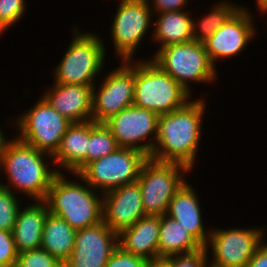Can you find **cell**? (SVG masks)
<instances>
[{"label":"cell","mask_w":267,"mask_h":267,"mask_svg":"<svg viewBox=\"0 0 267 267\" xmlns=\"http://www.w3.org/2000/svg\"><path fill=\"white\" fill-rule=\"evenodd\" d=\"M188 101L183 107L159 115L155 147L150 156L159 162L179 163L191 171L200 147L205 100Z\"/></svg>","instance_id":"1"},{"label":"cell","mask_w":267,"mask_h":267,"mask_svg":"<svg viewBox=\"0 0 267 267\" xmlns=\"http://www.w3.org/2000/svg\"><path fill=\"white\" fill-rule=\"evenodd\" d=\"M48 161L54 162L52 155L39 151L21 141L17 135L14 136L7 143L0 161V172L4 171L9 183L1 182L0 185L12 192L15 189L14 193L19 191L28 200L32 199L30 201L45 200L52 181L58 174L55 166H50L52 164Z\"/></svg>","instance_id":"2"},{"label":"cell","mask_w":267,"mask_h":267,"mask_svg":"<svg viewBox=\"0 0 267 267\" xmlns=\"http://www.w3.org/2000/svg\"><path fill=\"white\" fill-rule=\"evenodd\" d=\"M73 175L82 184L67 179L62 171L53 179L44 201L50 213L61 217L77 231L102 221L103 194L90 187L78 174Z\"/></svg>","instance_id":"3"},{"label":"cell","mask_w":267,"mask_h":267,"mask_svg":"<svg viewBox=\"0 0 267 267\" xmlns=\"http://www.w3.org/2000/svg\"><path fill=\"white\" fill-rule=\"evenodd\" d=\"M73 28V38L62 60L55 66L53 83L95 86V77L103 73L106 46L99 34Z\"/></svg>","instance_id":"4"},{"label":"cell","mask_w":267,"mask_h":267,"mask_svg":"<svg viewBox=\"0 0 267 267\" xmlns=\"http://www.w3.org/2000/svg\"><path fill=\"white\" fill-rule=\"evenodd\" d=\"M191 95L151 59L135 61L133 105L158 115L183 107Z\"/></svg>","instance_id":"5"},{"label":"cell","mask_w":267,"mask_h":267,"mask_svg":"<svg viewBox=\"0 0 267 267\" xmlns=\"http://www.w3.org/2000/svg\"><path fill=\"white\" fill-rule=\"evenodd\" d=\"M151 60L190 95L193 93L189 82L212 83L218 76L217 67L210 60L204 43L197 41L172 44L157 49Z\"/></svg>","instance_id":"6"},{"label":"cell","mask_w":267,"mask_h":267,"mask_svg":"<svg viewBox=\"0 0 267 267\" xmlns=\"http://www.w3.org/2000/svg\"><path fill=\"white\" fill-rule=\"evenodd\" d=\"M149 156L132 148L119 147L114 152L88 163L78 175L90 187L105 194L117 187L137 182Z\"/></svg>","instance_id":"7"},{"label":"cell","mask_w":267,"mask_h":267,"mask_svg":"<svg viewBox=\"0 0 267 267\" xmlns=\"http://www.w3.org/2000/svg\"><path fill=\"white\" fill-rule=\"evenodd\" d=\"M190 172L182 164L159 162L149 157L137 179L145 215L166 214L171 199L187 182L184 177Z\"/></svg>","instance_id":"8"},{"label":"cell","mask_w":267,"mask_h":267,"mask_svg":"<svg viewBox=\"0 0 267 267\" xmlns=\"http://www.w3.org/2000/svg\"><path fill=\"white\" fill-rule=\"evenodd\" d=\"M24 112L12 124H15L18 131L17 137L35 149L54 156L71 122L51 107L42 96L32 108Z\"/></svg>","instance_id":"9"},{"label":"cell","mask_w":267,"mask_h":267,"mask_svg":"<svg viewBox=\"0 0 267 267\" xmlns=\"http://www.w3.org/2000/svg\"><path fill=\"white\" fill-rule=\"evenodd\" d=\"M265 228H213L204 246L213 255L210 267H246L265 240ZM211 251H210V250Z\"/></svg>","instance_id":"10"},{"label":"cell","mask_w":267,"mask_h":267,"mask_svg":"<svg viewBox=\"0 0 267 267\" xmlns=\"http://www.w3.org/2000/svg\"><path fill=\"white\" fill-rule=\"evenodd\" d=\"M119 6L111 22V39L117 58L133 60L140 42L153 27V12L147 0H118ZM152 21V22H151ZM135 53V54H134ZM119 56V57H118Z\"/></svg>","instance_id":"11"},{"label":"cell","mask_w":267,"mask_h":267,"mask_svg":"<svg viewBox=\"0 0 267 267\" xmlns=\"http://www.w3.org/2000/svg\"><path fill=\"white\" fill-rule=\"evenodd\" d=\"M121 63L104 76L101 86L93 87L92 120L96 123H105L134 103L135 61Z\"/></svg>","instance_id":"12"},{"label":"cell","mask_w":267,"mask_h":267,"mask_svg":"<svg viewBox=\"0 0 267 267\" xmlns=\"http://www.w3.org/2000/svg\"><path fill=\"white\" fill-rule=\"evenodd\" d=\"M158 118L157 113L132 105L104 124L111 130L119 147L132 148L150 157L155 147Z\"/></svg>","instance_id":"13"},{"label":"cell","mask_w":267,"mask_h":267,"mask_svg":"<svg viewBox=\"0 0 267 267\" xmlns=\"http://www.w3.org/2000/svg\"><path fill=\"white\" fill-rule=\"evenodd\" d=\"M247 7L241 8L204 42L206 52L216 67V61L229 59L243 52L257 34L254 17Z\"/></svg>","instance_id":"14"},{"label":"cell","mask_w":267,"mask_h":267,"mask_svg":"<svg viewBox=\"0 0 267 267\" xmlns=\"http://www.w3.org/2000/svg\"><path fill=\"white\" fill-rule=\"evenodd\" d=\"M118 246V233L103 221L77 230L73 251L63 267H105Z\"/></svg>","instance_id":"15"},{"label":"cell","mask_w":267,"mask_h":267,"mask_svg":"<svg viewBox=\"0 0 267 267\" xmlns=\"http://www.w3.org/2000/svg\"><path fill=\"white\" fill-rule=\"evenodd\" d=\"M144 215L138 182L117 187L103 194L102 221L112 231L119 234Z\"/></svg>","instance_id":"16"},{"label":"cell","mask_w":267,"mask_h":267,"mask_svg":"<svg viewBox=\"0 0 267 267\" xmlns=\"http://www.w3.org/2000/svg\"><path fill=\"white\" fill-rule=\"evenodd\" d=\"M48 88L42 97L68 121L77 123L92 120V86L53 83Z\"/></svg>","instance_id":"17"},{"label":"cell","mask_w":267,"mask_h":267,"mask_svg":"<svg viewBox=\"0 0 267 267\" xmlns=\"http://www.w3.org/2000/svg\"><path fill=\"white\" fill-rule=\"evenodd\" d=\"M199 202L196 190L187 181L171 199L166 215L179 222L204 247L211 231L203 226Z\"/></svg>","instance_id":"18"},{"label":"cell","mask_w":267,"mask_h":267,"mask_svg":"<svg viewBox=\"0 0 267 267\" xmlns=\"http://www.w3.org/2000/svg\"><path fill=\"white\" fill-rule=\"evenodd\" d=\"M160 216L144 215L118 234V245L126 252L151 261L159 258Z\"/></svg>","instance_id":"19"},{"label":"cell","mask_w":267,"mask_h":267,"mask_svg":"<svg viewBox=\"0 0 267 267\" xmlns=\"http://www.w3.org/2000/svg\"><path fill=\"white\" fill-rule=\"evenodd\" d=\"M89 141L90 121L71 123L68 126L60 147L53 156L58 173L65 170L64 173L67 174H78L86 166Z\"/></svg>","instance_id":"20"},{"label":"cell","mask_w":267,"mask_h":267,"mask_svg":"<svg viewBox=\"0 0 267 267\" xmlns=\"http://www.w3.org/2000/svg\"><path fill=\"white\" fill-rule=\"evenodd\" d=\"M48 213L44 200H33L27 207L21 206L12 231L18 253L41 247L43 225Z\"/></svg>","instance_id":"21"},{"label":"cell","mask_w":267,"mask_h":267,"mask_svg":"<svg viewBox=\"0 0 267 267\" xmlns=\"http://www.w3.org/2000/svg\"><path fill=\"white\" fill-rule=\"evenodd\" d=\"M185 10L167 11L154 14L153 32L154 42L160 43L159 49L172 44L194 41L192 12Z\"/></svg>","instance_id":"22"},{"label":"cell","mask_w":267,"mask_h":267,"mask_svg":"<svg viewBox=\"0 0 267 267\" xmlns=\"http://www.w3.org/2000/svg\"><path fill=\"white\" fill-rule=\"evenodd\" d=\"M76 230L65 220L48 213L44 225L41 249L64 263L73 251Z\"/></svg>","instance_id":"23"},{"label":"cell","mask_w":267,"mask_h":267,"mask_svg":"<svg viewBox=\"0 0 267 267\" xmlns=\"http://www.w3.org/2000/svg\"><path fill=\"white\" fill-rule=\"evenodd\" d=\"M202 247L175 219L166 214L160 216L159 258L195 252Z\"/></svg>","instance_id":"24"},{"label":"cell","mask_w":267,"mask_h":267,"mask_svg":"<svg viewBox=\"0 0 267 267\" xmlns=\"http://www.w3.org/2000/svg\"><path fill=\"white\" fill-rule=\"evenodd\" d=\"M240 5L231 3V1L214 3L213 8L208 14L203 15L197 21L193 19L194 41L204 43L215 31L220 28L229 18H231L239 9Z\"/></svg>","instance_id":"25"},{"label":"cell","mask_w":267,"mask_h":267,"mask_svg":"<svg viewBox=\"0 0 267 267\" xmlns=\"http://www.w3.org/2000/svg\"><path fill=\"white\" fill-rule=\"evenodd\" d=\"M119 146L111 130L104 123L90 121V141L86 154V165L114 152Z\"/></svg>","instance_id":"26"},{"label":"cell","mask_w":267,"mask_h":267,"mask_svg":"<svg viewBox=\"0 0 267 267\" xmlns=\"http://www.w3.org/2000/svg\"><path fill=\"white\" fill-rule=\"evenodd\" d=\"M18 199L14 192L0 185V230L13 231L21 208L20 199Z\"/></svg>","instance_id":"27"},{"label":"cell","mask_w":267,"mask_h":267,"mask_svg":"<svg viewBox=\"0 0 267 267\" xmlns=\"http://www.w3.org/2000/svg\"><path fill=\"white\" fill-rule=\"evenodd\" d=\"M26 0H0V35L14 26L26 10Z\"/></svg>","instance_id":"28"},{"label":"cell","mask_w":267,"mask_h":267,"mask_svg":"<svg viewBox=\"0 0 267 267\" xmlns=\"http://www.w3.org/2000/svg\"><path fill=\"white\" fill-rule=\"evenodd\" d=\"M15 267H63V263L39 248L19 253Z\"/></svg>","instance_id":"29"},{"label":"cell","mask_w":267,"mask_h":267,"mask_svg":"<svg viewBox=\"0 0 267 267\" xmlns=\"http://www.w3.org/2000/svg\"><path fill=\"white\" fill-rule=\"evenodd\" d=\"M209 257L210 254H207L205 247H202L195 252L173 255L167 259L172 267H210Z\"/></svg>","instance_id":"30"},{"label":"cell","mask_w":267,"mask_h":267,"mask_svg":"<svg viewBox=\"0 0 267 267\" xmlns=\"http://www.w3.org/2000/svg\"><path fill=\"white\" fill-rule=\"evenodd\" d=\"M18 254L12 232L0 230V267H15Z\"/></svg>","instance_id":"31"},{"label":"cell","mask_w":267,"mask_h":267,"mask_svg":"<svg viewBox=\"0 0 267 267\" xmlns=\"http://www.w3.org/2000/svg\"><path fill=\"white\" fill-rule=\"evenodd\" d=\"M148 261L118 246L110 255L105 267H147Z\"/></svg>","instance_id":"32"},{"label":"cell","mask_w":267,"mask_h":267,"mask_svg":"<svg viewBox=\"0 0 267 267\" xmlns=\"http://www.w3.org/2000/svg\"><path fill=\"white\" fill-rule=\"evenodd\" d=\"M148 6L151 11L154 13H162L167 11H177V10H186V4L188 5V0H153L150 3V0H147ZM150 3V4H149Z\"/></svg>","instance_id":"33"},{"label":"cell","mask_w":267,"mask_h":267,"mask_svg":"<svg viewBox=\"0 0 267 267\" xmlns=\"http://www.w3.org/2000/svg\"><path fill=\"white\" fill-rule=\"evenodd\" d=\"M246 267H267V242L263 243L254 252Z\"/></svg>","instance_id":"34"},{"label":"cell","mask_w":267,"mask_h":267,"mask_svg":"<svg viewBox=\"0 0 267 267\" xmlns=\"http://www.w3.org/2000/svg\"><path fill=\"white\" fill-rule=\"evenodd\" d=\"M147 267H172V265L167 258H156L148 261Z\"/></svg>","instance_id":"35"},{"label":"cell","mask_w":267,"mask_h":267,"mask_svg":"<svg viewBox=\"0 0 267 267\" xmlns=\"http://www.w3.org/2000/svg\"><path fill=\"white\" fill-rule=\"evenodd\" d=\"M3 133H5V132L2 131V128L0 126V161H1V158H2L3 153L5 151L6 145L10 141V139L8 140V138L6 140V137H5L6 135Z\"/></svg>","instance_id":"36"},{"label":"cell","mask_w":267,"mask_h":267,"mask_svg":"<svg viewBox=\"0 0 267 267\" xmlns=\"http://www.w3.org/2000/svg\"><path fill=\"white\" fill-rule=\"evenodd\" d=\"M256 4H257V9L259 10V12L267 6V0H256Z\"/></svg>","instance_id":"37"},{"label":"cell","mask_w":267,"mask_h":267,"mask_svg":"<svg viewBox=\"0 0 267 267\" xmlns=\"http://www.w3.org/2000/svg\"><path fill=\"white\" fill-rule=\"evenodd\" d=\"M260 13H262V14H264V16H266V15H267V6L264 7V8L260 11ZM266 23H267V22H266Z\"/></svg>","instance_id":"38"}]
</instances>
